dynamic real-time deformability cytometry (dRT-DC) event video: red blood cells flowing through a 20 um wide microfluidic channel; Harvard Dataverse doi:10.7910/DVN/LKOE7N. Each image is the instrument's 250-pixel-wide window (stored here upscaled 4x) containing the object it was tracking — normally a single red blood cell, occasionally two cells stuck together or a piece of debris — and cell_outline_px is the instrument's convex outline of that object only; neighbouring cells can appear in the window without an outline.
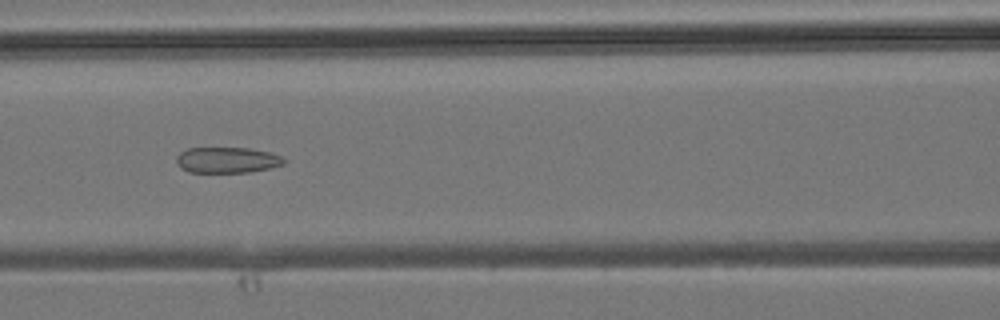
{"species": "common noctule bat (a hibernating species)", "species_latin": "Nyctalus noctula", "temperature_condition": "room temperature", "stored_images_in_passage": 34, "camera_frame_rate_fps": 3000, "um_per_image_px": 0.085, "animal": {"sex": "male", "body_mass_g": 19.2, "forearm_length_mm": 51.8}, "frame": {"image": 1, "passage_image": 15, "time_ms": 4.667, "image_size_px": [1000, 320], "cell_outline_px": [[288, 160], [284, 164], [272, 168], [248, 172], [188, 172], [180, 168], [176, 164], [176, 156], [180, 152], [188, 148], [248, 148], [268, 152], [280, 156]], "centroid_in_image_um": [19.29, 13.61], "position_along_channel_um": 147.3, "area_um2": 16.3}}
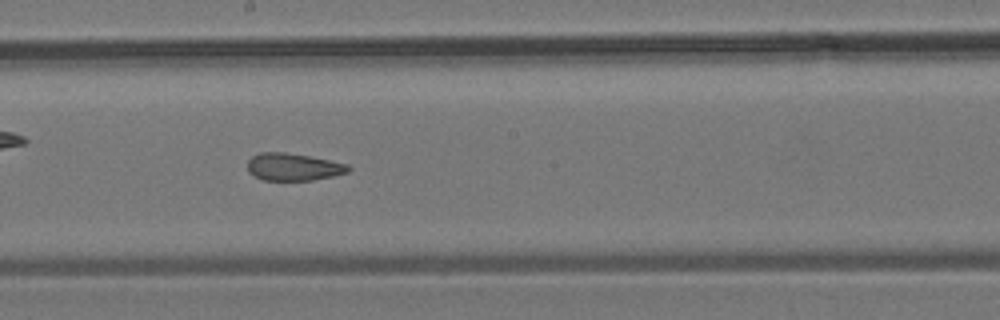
{"frame": {"image": 2, "passage_image": 20, "time_ms": 6.333, "image_size_px": [1000, 320], "cell_outline_px": [[352, 168], [348, 172], [332, 176], [312, 180], [264, 180], [248, 172], [248, 160], [252, 156], [260, 152], [284, 152], [308, 156], [348, 164]], "centroid_in_image_um": [24.93, 14.18], "position_along_channel_um": 223.3, "area_um2": 15.95}}
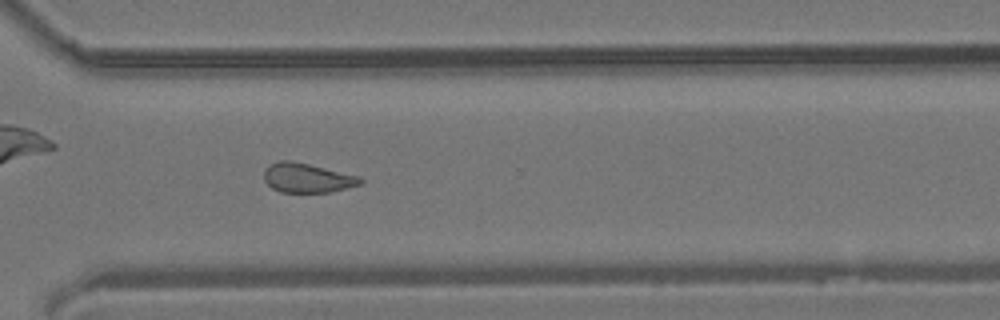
{"frame": {"image": 3, "passage_image": 28, "time_ms": 9.0, "image_size_px": [1000, 320], "cell_outline_px": [[364, 180], [360, 184], [328, 192], [280, 192], [272, 188], [264, 180], [264, 168], [268, 164], [280, 160], [292, 160], [360, 176]], "centroid_in_image_um": [26.07, 15.1], "position_along_channel_um": 344.5, "area_um2": 16.53}}